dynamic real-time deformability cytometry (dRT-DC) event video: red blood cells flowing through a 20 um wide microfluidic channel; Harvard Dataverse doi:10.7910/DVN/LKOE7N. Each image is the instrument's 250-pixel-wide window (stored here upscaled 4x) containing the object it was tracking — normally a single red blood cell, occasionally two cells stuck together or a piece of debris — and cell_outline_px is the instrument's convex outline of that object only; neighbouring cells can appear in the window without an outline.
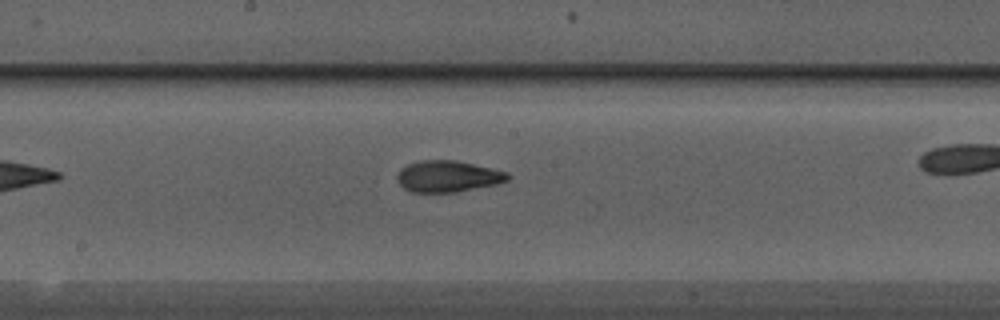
{"species": "Egyptian fruit bat (a non-hibernating species)", "species_latin": "Rousettus aegyptiacus", "temperature_condition": "warm", "stored_images_in_passage": 22, "camera_frame_rate_fps": 3000, "um_per_image_px": 0.085, "animal": {"sex": "male"}, "frame": {"image": 1, "passage_image": 10, "time_ms": 3.0, "image_size_px": [1000, 320], "cell_outline_px": [[508, 180], [496, 184], [452, 192], [412, 192], [404, 188], [400, 184], [400, 172], [408, 164], [428, 160], [452, 160], [472, 164], [504, 172], [508, 176]], "centroid_in_image_um": [38.06, 15.0], "position_along_channel_um": 210.1, "area_um2": 19.25}}